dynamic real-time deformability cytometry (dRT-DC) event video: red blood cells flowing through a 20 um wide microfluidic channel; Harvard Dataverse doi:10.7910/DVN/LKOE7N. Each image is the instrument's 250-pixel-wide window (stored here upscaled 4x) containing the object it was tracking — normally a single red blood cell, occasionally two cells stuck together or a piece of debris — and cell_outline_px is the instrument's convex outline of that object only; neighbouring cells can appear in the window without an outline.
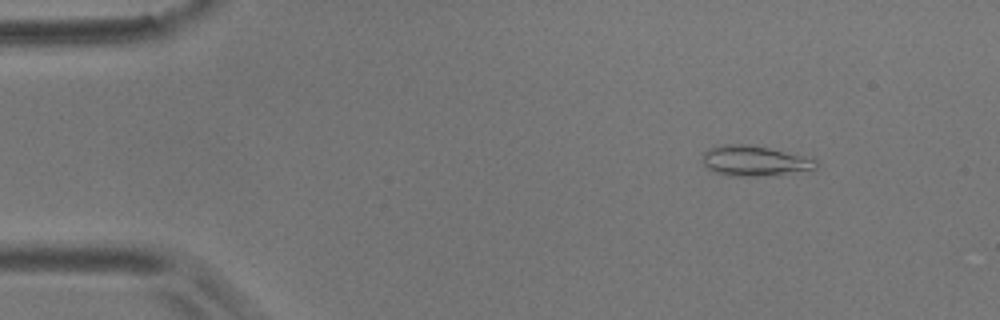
{"species": "common noctule bat (a hibernating species)", "species_latin": "Nyctalus noctula", "temperature_condition": "room temperature", "stored_images_in_passage": 5, "camera_frame_rate_fps": 3000, "um_per_image_px": 0.085, "animal": {"sex": "male", "body_mass_g": 17.9}, "frame": {"image": 1, "passage_image": 2, "time_ms": 0.333, "image_size_px": [1000, 320], "cell_outline_px": [[820, 164], [816, 168], [776, 176], [728, 176], [712, 172], [700, 160], [704, 152], [708, 148], [720, 144], [752, 144], [804, 156], [816, 160]], "centroid_in_image_um": [64.1, 13.68], "position_along_channel_um": 20.9, "area_um2": 20.52}}
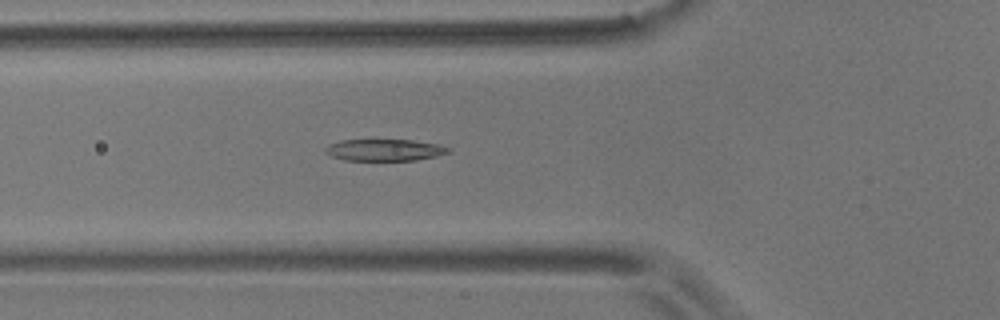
{"frame": {"image": 2, "passage_image": 5, "time_ms": 1.333, "image_size_px": [1000, 320], "cell_outline_px": [[452, 152], [436, 156], [416, 160], [344, 160], [332, 156], [324, 152], [324, 148], [328, 144], [340, 140], [412, 140], [440, 144], [452, 148]], "centroid_in_image_um": [32.72, 12.74], "position_along_channel_um": 93.1, "area_um2": 15.72}}